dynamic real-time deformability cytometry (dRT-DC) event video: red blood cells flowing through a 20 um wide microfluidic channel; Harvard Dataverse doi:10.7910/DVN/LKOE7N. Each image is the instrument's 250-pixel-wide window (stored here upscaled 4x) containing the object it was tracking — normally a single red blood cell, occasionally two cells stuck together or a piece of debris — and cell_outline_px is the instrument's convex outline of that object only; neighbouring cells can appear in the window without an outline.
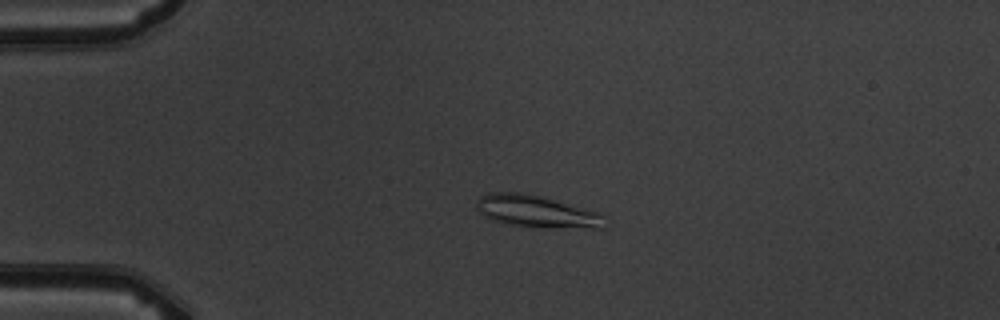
{"species": "common noctule bat (a hibernating species)", "species_latin": "Nyctalus noctula", "temperature_condition": "warm", "stored_images_in_passage": 4, "camera_frame_rate_fps": 3000, "um_per_image_px": 0.085, "animal": {"sex": "male", "body_mass_g": 19.5, "forearm_length_mm": 54.6}, "frame": {"image": 1, "passage_image": 3, "time_ms": 2.0, "image_size_px": [1000, 320], "cell_outline_px": [[604, 228], [532, 228], [504, 224], [492, 220], [484, 216], [476, 208], [476, 200], [480, 196], [492, 192], [520, 192], [540, 196], [600, 212], [604, 216]], "centroid_in_image_um": [45.59, 17.99], "position_along_channel_um": 39.4, "area_um2": 24.39}}